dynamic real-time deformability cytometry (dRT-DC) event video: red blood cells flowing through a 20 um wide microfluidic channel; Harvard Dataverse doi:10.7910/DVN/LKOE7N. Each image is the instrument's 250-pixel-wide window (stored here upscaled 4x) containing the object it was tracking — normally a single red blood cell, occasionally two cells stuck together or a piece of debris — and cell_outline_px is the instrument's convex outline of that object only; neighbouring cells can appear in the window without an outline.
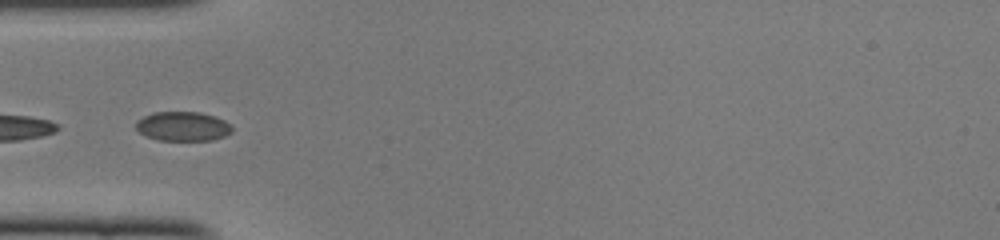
{"species": "common noctule bat (a hibernating species)", "species_latin": "Nyctalus noctula", "temperature_condition": "cold", "stored_images_in_passage": 36, "camera_frame_rate_fps": 3000, "um_per_image_px": 0.085, "animal": {"sex": "female", "body_mass_g": 22.0, "forearm_length_mm": 56.7}, "frame": {"image": 1, "passage_image": 15, "time_ms": 4.667, "image_size_px": [1000, 240], "cell_outline_px": [[232, 132], [224, 136], [212, 140], [160, 140], [144, 136], [136, 128], [136, 120], [152, 112], [200, 112], [216, 116], [224, 120], [232, 128]], "centroid_in_image_um": [15.52, 10.73], "position_along_channel_um": 69.5, "area_um2": 16.47}}